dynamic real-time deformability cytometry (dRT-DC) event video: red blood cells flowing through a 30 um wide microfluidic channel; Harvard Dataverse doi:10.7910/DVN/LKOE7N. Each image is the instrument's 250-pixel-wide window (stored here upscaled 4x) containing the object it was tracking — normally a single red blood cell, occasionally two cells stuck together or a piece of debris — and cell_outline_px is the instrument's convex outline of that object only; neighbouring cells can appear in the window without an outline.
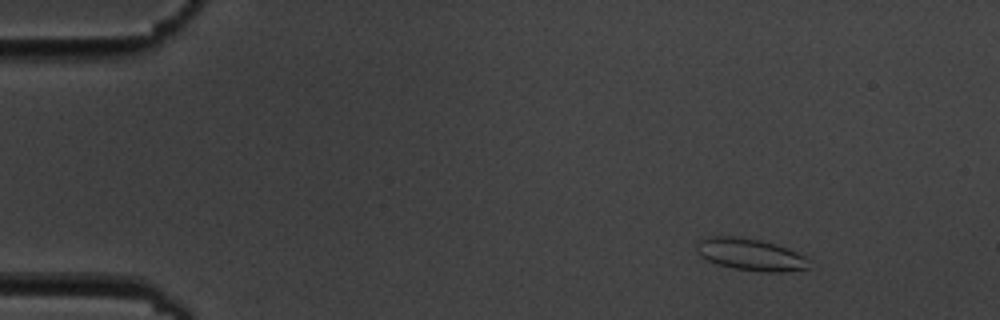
{"species": "common noctule bat (a hibernating species)", "species_latin": "Nyctalus noctula", "temperature_condition": "cold", "stored_images_in_passage": 6, "camera_frame_rate_fps": 3000, "um_per_image_px": 0.085, "animal": {"sex": "male", "body_mass_g": 19.5, "forearm_length_mm": 54.6}, "frame": {"image": 1, "passage_image": 2, "time_ms": 1.0, "image_size_px": [1000, 320], "cell_outline_px": [[812, 268], [784, 272], [764, 272], [732, 268], [716, 264], [700, 256], [696, 252], [696, 244], [700, 240], [708, 236], [740, 236], [760, 240], [796, 252], [804, 256], [808, 260]], "centroid_in_image_um": [63.76, 21.64], "position_along_channel_um": 21.2, "area_um2": 21.04}}